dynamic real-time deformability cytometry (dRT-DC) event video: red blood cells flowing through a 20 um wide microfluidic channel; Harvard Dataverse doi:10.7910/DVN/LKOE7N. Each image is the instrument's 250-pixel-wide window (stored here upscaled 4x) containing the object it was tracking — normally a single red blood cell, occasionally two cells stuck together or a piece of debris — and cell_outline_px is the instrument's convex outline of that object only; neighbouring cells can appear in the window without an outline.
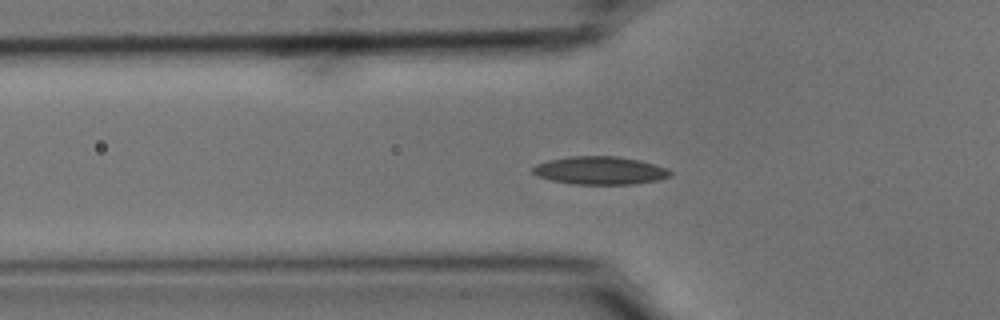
{"species": "common noctule bat (a hibernating species)", "species_latin": "Nyctalus noctula", "temperature_condition": "cold", "stored_images_in_passage": 46, "camera_frame_rate_fps": 3000, "um_per_image_px": 0.085, "animal": {"sex": "male", "body_mass_g": 15.6}, "frame": {"image": 1, "passage_image": 9, "time_ms": 2.667, "image_size_px": [1000, 320], "cell_outline_px": [[672, 172], [668, 176], [656, 180], [632, 184], [572, 184], [552, 180], [536, 176], [532, 172], [532, 168], [536, 164], [548, 160], [572, 156], [616, 156], [640, 160], [664, 168]], "centroid_in_image_um": [50.93, 14.49], "position_along_channel_um": 74.9, "area_um2": 22.2}}
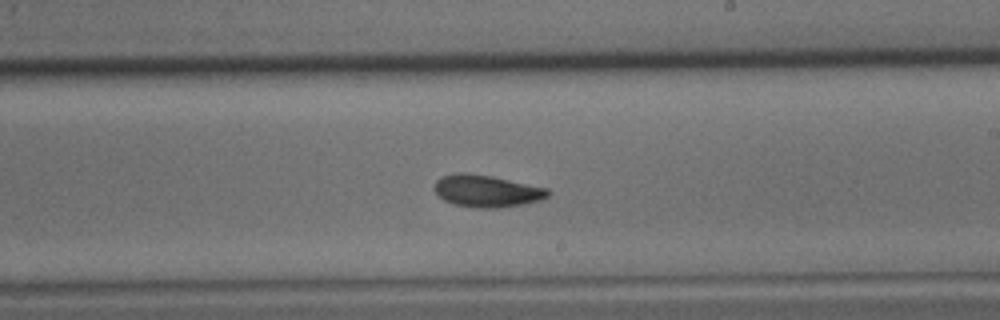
{"frame": {"image": 2, "passage_image": 23, "time_ms": 7.333, "image_size_px": [1000, 320], "cell_outline_px": [[552, 192], [548, 196], [540, 200], [524, 204], [496, 208], [476, 208], [452, 204], [444, 200], [432, 188], [436, 180], [440, 176], [456, 172], [464, 172], [492, 176], [548, 188]], "centroid_in_image_um": [41.35, 16.23], "position_along_channel_um": 247.7, "area_um2": 21.5}}
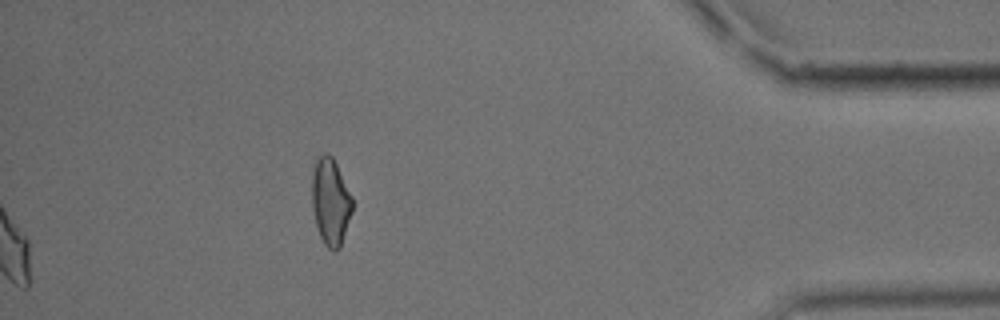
{"frame": {"image": 3, "passage_image": 46, "time_ms": 15.0, "image_size_px": [1000, 320], "cell_outline_px": [[352, 212], [340, 248], [336, 252], [332, 252], [324, 244], [320, 236], [316, 224], [312, 208], [312, 172], [316, 160], [324, 152], [328, 152], [332, 156], [352, 196]], "centroid_in_image_um": [28.09, 17.16], "position_along_channel_um": 407.1, "area_um2": 20.52}, "authors_computed_cell_mechanics": {"area_um2": 20.8369, "velocity_mm_per_s": 3.6893, "shape_relaxation_time_tau1_ms": 4.8936, "shape_relaxation_time_tau2_ms": 5.7046, "deformation_change_tau1": 0.1215, "deformation_change_tau2": 0.0952}}